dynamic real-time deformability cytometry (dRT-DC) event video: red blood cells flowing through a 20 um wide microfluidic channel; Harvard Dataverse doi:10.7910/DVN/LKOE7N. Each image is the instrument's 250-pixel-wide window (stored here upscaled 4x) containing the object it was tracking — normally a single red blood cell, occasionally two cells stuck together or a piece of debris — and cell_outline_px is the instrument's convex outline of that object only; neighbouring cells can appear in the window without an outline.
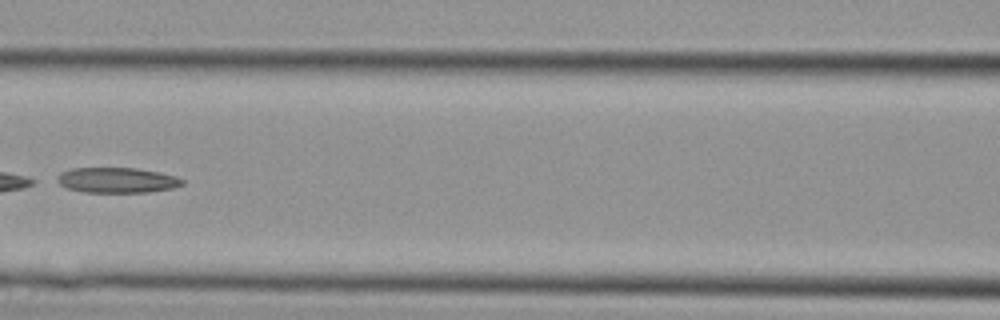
{"species": "Egyptian fruit bat (a non-hibernating species)", "species_latin": "Rousettus aegyptiacus", "temperature_condition": "cold", "stored_images_in_passage": 29, "camera_frame_rate_fps": 3000, "um_per_image_px": 0.085, "animal": {"sex": "female"}, "frame": {"image": 1, "passage_image": 13, "time_ms": 4.0, "image_size_px": [1000, 320], "cell_outline_px": [[184, 184], [172, 188], [148, 192], [84, 192], [68, 188], [52, 180], [60, 172], [72, 168], [136, 168], [160, 172], [176, 176], [184, 180]], "centroid_in_image_um": [9.91, 15.31], "position_along_channel_um": 156.7, "area_um2": 18.61}}
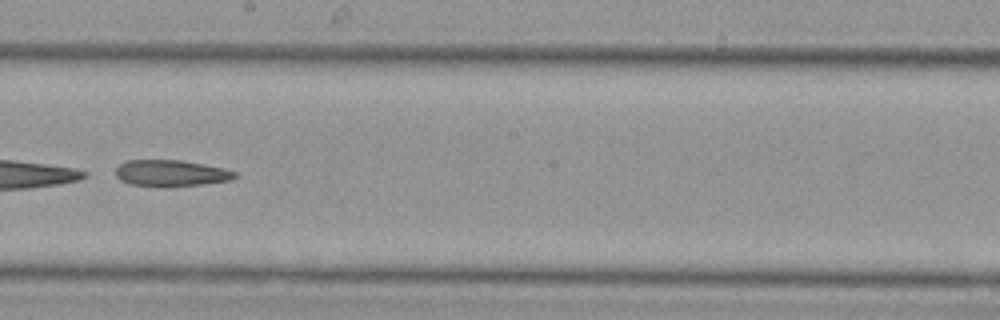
{"frame": {"image": 2, "passage_image": 17, "time_ms": 5.333, "image_size_px": [1000, 320], "cell_outline_px": [[236, 176], [232, 180], [204, 184], [128, 184], [120, 180], [116, 176], [116, 168], [120, 164], [128, 160], [180, 160], [204, 164], [224, 168], [236, 172]], "centroid_in_image_um": [14.55, 14.68], "position_along_channel_um": 233.6, "area_um2": 17.57}}
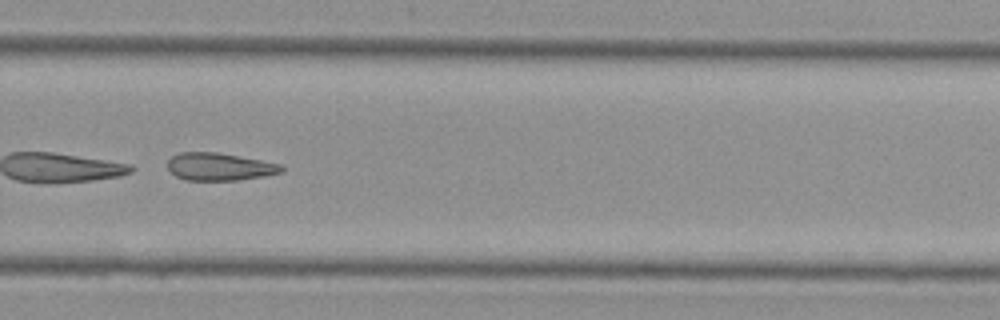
{"frame": {"image": 3, "passage_image": 21, "time_ms": 6.667, "image_size_px": [1000, 320], "cell_outline_px": [[284, 172], [264, 176], [240, 180], [184, 180], [176, 176], [168, 168], [168, 160], [172, 156], [180, 152], [216, 152], [260, 160], [280, 164], [284, 168]], "centroid_in_image_um": [18.66, 14.17], "position_along_channel_um": 311.1, "area_um2": 18.26}}